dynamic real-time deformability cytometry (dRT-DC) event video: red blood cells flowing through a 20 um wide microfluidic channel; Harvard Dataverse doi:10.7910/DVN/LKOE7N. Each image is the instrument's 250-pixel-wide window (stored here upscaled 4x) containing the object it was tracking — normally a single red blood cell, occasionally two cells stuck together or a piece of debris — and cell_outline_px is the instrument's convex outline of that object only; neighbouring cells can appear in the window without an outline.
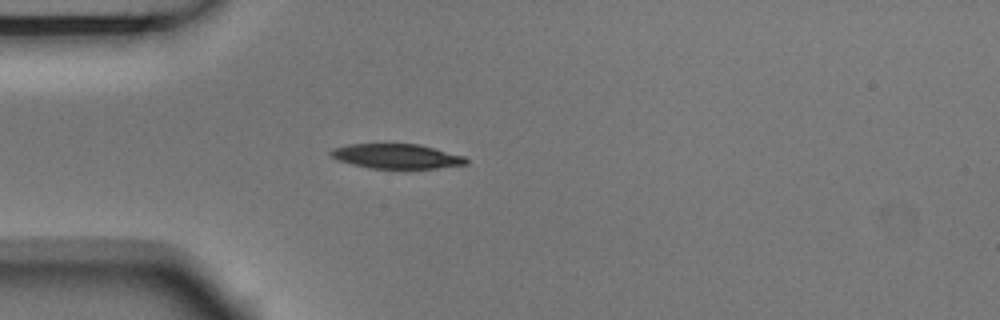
{"species": "Egyptian fruit bat (a non-hibernating species)", "species_latin": "Rousettus aegyptiacus", "temperature_condition": "room temperature", "stored_images_in_passage": 2, "camera_frame_rate_fps": 3000, "um_per_image_px": 0.085, "animal": {"sex": "male"}, "frame": {"image": 1, "passage_image": 2, "time_ms": 0.333, "image_size_px": [1000, 320], "cell_outline_px": [[468, 164], [436, 168], [368, 168], [336, 160], [328, 152], [332, 148], [348, 144], [416, 144], [464, 156], [468, 160]], "centroid_in_image_um": [33.66, 13.28], "position_along_channel_um": 51.3, "area_um2": 19.31}}